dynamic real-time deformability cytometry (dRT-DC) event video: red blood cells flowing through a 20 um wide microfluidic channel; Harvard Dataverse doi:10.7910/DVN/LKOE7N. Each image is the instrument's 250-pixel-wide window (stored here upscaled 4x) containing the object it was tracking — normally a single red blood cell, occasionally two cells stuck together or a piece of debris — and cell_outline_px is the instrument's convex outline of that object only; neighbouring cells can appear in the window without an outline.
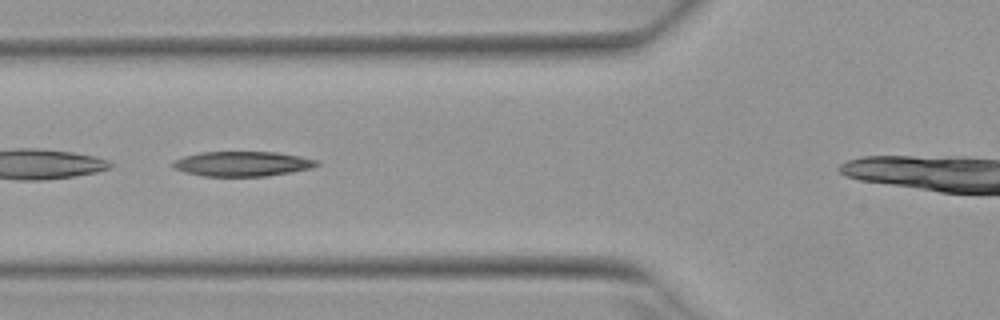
{"species": "Egyptian fruit bat (a non-hibernating species)", "species_latin": "Rousettus aegyptiacus", "temperature_condition": "warm", "stored_images_in_passage": 4, "segment_of_instrument_passage": [1, 2], "camera_frame_rate_fps": 3000, "um_per_image_px": 0.085, "animal": {"sex": "female"}, "frame": {"image": 1, "passage_image": 2, "time_ms": 0.333, "image_size_px": [1000, 320], "cell_outline_px": [[320, 164], [312, 168], [264, 176], [204, 176], [184, 172], [176, 168], [172, 164], [176, 160], [184, 156], [200, 152], [276, 152], [300, 156], [320, 160]], "centroid_in_image_um": [20.64, 13.91], "position_along_channel_um": 105.2, "area_um2": 20.69}}
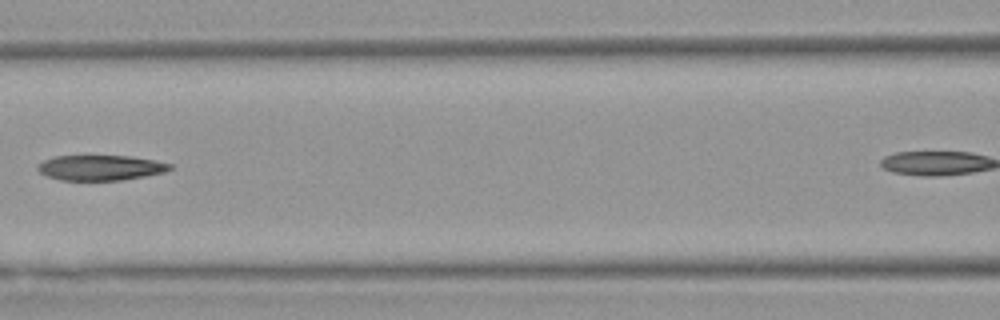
{"frame": {"image": 2, "passage_image": 3, "time_ms": 0.667, "image_size_px": [1000, 320], "cell_outline_px": [[172, 168], [164, 172], [144, 176], [120, 180], [60, 180], [48, 176], [40, 172], [36, 168], [36, 164], [52, 156], [128, 156], [152, 160], [172, 164]], "centroid_in_image_um": [8.49, 14.25], "position_along_channel_um": 158.1, "area_um2": 19.31}}